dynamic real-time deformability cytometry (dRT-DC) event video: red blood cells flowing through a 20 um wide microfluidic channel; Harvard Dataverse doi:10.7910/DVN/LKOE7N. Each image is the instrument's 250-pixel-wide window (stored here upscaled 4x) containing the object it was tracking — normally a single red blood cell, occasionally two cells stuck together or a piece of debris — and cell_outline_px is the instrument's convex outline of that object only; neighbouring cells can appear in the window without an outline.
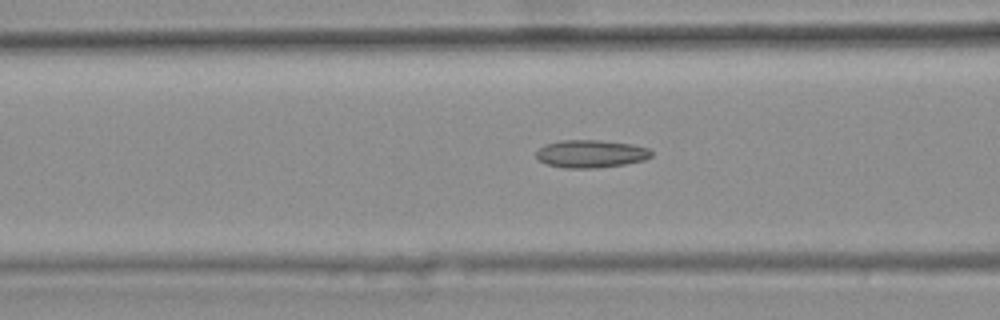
{"species": "common noctule bat (a hibernating species)", "species_latin": "Nyctalus noctula", "temperature_condition": "warm", "stored_images_in_passage": 47, "camera_frame_rate_fps": 3000, "um_per_image_px": 0.085, "animal": {"sex": "female", "body_mass_g": 25.1}, "frame": {"image": 1, "passage_image": 21, "time_ms": 6.667, "image_size_px": [1000, 320], "cell_outline_px": [[652, 156], [644, 160], [624, 164], [596, 168], [564, 168], [544, 164], [536, 156], [536, 152], [544, 144], [560, 140], [600, 140], [632, 144], [648, 148], [652, 152]], "centroid_in_image_um": [50.2, 13.07], "position_along_channel_um": 116.4, "area_um2": 18.73}}
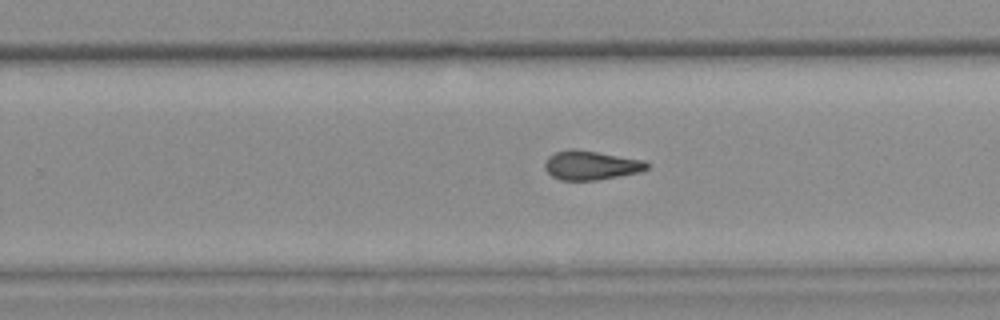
{"frame": {"image": 2, "passage_image": 34, "time_ms": 11.0, "image_size_px": [1000, 320], "cell_outline_px": [[648, 168], [640, 172], [596, 180], [560, 180], [552, 176], [544, 168], [544, 164], [548, 156], [556, 152], [568, 148], [576, 148], [644, 160], [648, 164]], "centroid_in_image_um": [50.2, 14.03], "position_along_channel_um": 279.6, "area_um2": 17.4}, "authors_computed_cell_mechanics": {"area_um2": 17.5712, "velocity_mm_per_s": 3.7756, "shape_relaxation_time_tau1_ms": null, "shape_relaxation_time_tau2_ms": 3.2115, "deformation_change_tau1": null, "deformation_change_tau2": 0.1208}}